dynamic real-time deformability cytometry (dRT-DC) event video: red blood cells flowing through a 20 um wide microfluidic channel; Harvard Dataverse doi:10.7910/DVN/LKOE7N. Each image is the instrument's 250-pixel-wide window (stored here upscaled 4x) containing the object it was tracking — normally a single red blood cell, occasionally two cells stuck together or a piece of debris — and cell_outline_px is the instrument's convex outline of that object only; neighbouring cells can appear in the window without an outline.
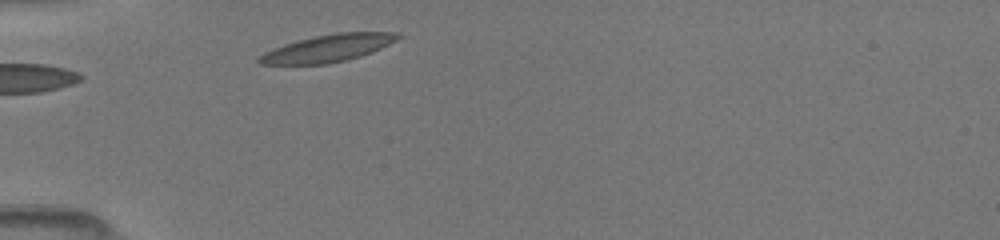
{"species": "common noctule bat (a hibernating species)", "species_latin": "Nyctalus noctula", "temperature_condition": "room temperature", "stored_images_in_passage": 24, "camera_frame_rate_fps": 3000, "um_per_image_px": 0.085, "animal": {"sex": "female", "body_mass_g": 19.5, "forearm_length_mm": 54.1}, "frame": {"image": 1, "passage_image": 1, "time_ms": 0.0, "image_size_px": [1000, 240], "cell_outline_px": [[400, 36], [396, 40], [372, 52], [348, 60], [328, 64], [260, 64], [256, 60], [256, 56], [272, 48], [296, 40], [316, 36], [340, 32], [396, 32]], "centroid_in_image_um": [27.81, 4.11], "position_along_channel_um": 57.2, "area_um2": 22.02}}
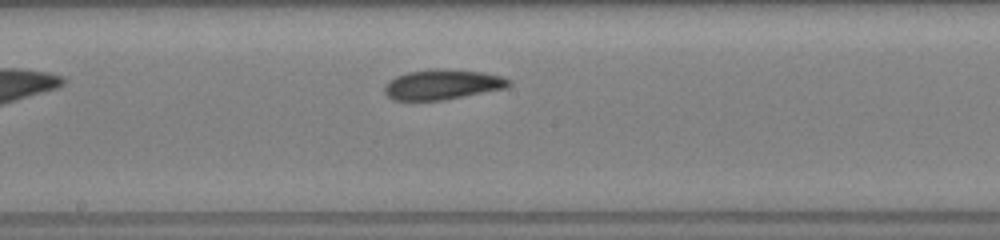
{"frame": {"image": 2, "passage_image": 9, "time_ms": 4.0, "image_size_px": [1000, 240], "cell_outline_px": [[512, 84], [508, 88], [444, 100], [392, 100], [384, 92], [384, 88], [388, 80], [396, 76], [408, 72], [436, 68], [448, 68], [484, 72], [500, 76], [512, 80]], "centroid_in_image_um": [37.64, 7.17], "position_along_channel_um": 210.6, "area_um2": 22.14}}
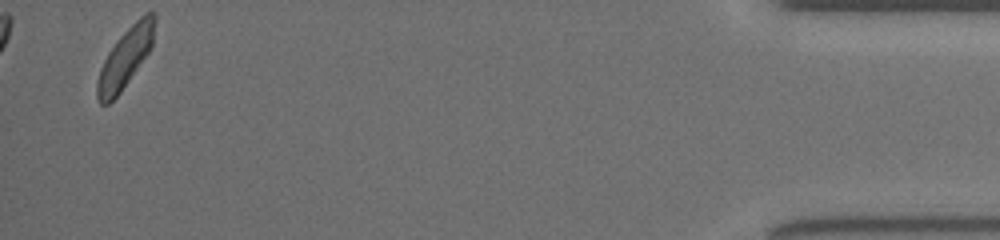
{"frame": {"image": 3, "passage_image": 24, "time_ms": 11.0, "image_size_px": [1000, 240], "cell_outline_px": [[156, 20], [152, 48], [120, 92], [108, 104], [100, 104], [96, 96], [96, 80], [100, 68], [108, 52], [120, 36], [144, 12], [152, 12], [156, 16]], "centroid_in_image_um": [10.65, 4.9], "position_along_channel_um": 424.5, "area_um2": 19.88}}